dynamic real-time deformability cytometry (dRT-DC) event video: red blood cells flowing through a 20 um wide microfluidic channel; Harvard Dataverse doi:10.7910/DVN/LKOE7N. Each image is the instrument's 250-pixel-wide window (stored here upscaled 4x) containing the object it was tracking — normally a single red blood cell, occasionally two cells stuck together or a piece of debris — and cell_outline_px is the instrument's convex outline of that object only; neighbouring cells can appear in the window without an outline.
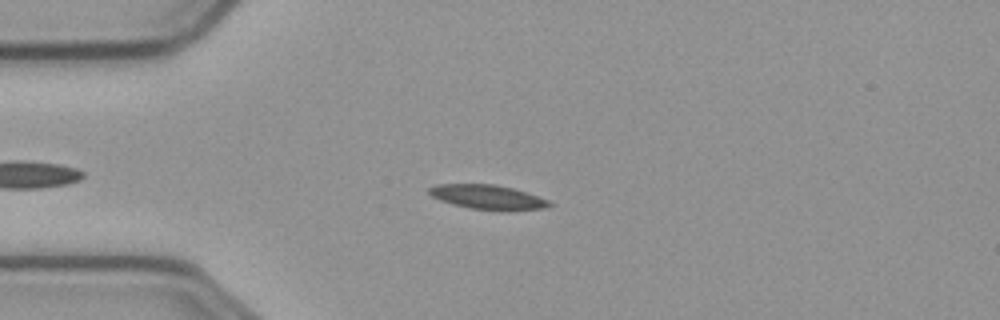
{"species": "common noctule bat (a hibernating species)", "species_latin": "Nyctalus noctula", "temperature_condition": "cold", "stored_images_in_passage": 53, "camera_frame_rate_fps": 3000, "um_per_image_px": 0.085, "animal": {"sex": "male", "body_mass_g": 23.1, "forearm_length_mm": 52.7}, "frame": {"image": 1, "passage_image": 10, "time_ms": 3.0, "image_size_px": [1000, 320], "cell_outline_px": [[552, 204], [544, 208], [468, 208], [452, 204], [440, 200], [432, 196], [428, 192], [428, 188], [436, 184], [496, 184], [512, 188], [548, 200]], "centroid_in_image_um": [41.32, 16.7], "position_along_channel_um": 43.7, "area_um2": 16.18}}
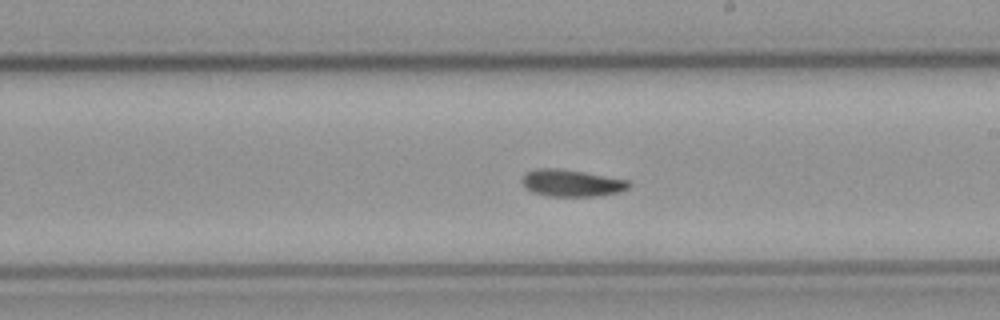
{"frame": {"image": 2, "passage_image": 28, "time_ms": 9.0, "image_size_px": [1000, 320], "cell_outline_px": [[632, 184], [628, 188], [620, 192], [600, 196], [548, 196], [532, 192], [524, 188], [520, 180], [528, 172], [536, 168], [560, 168], [632, 180]], "centroid_in_image_um": [48.62, 15.56], "position_along_channel_um": 240.4, "area_um2": 17.11}}
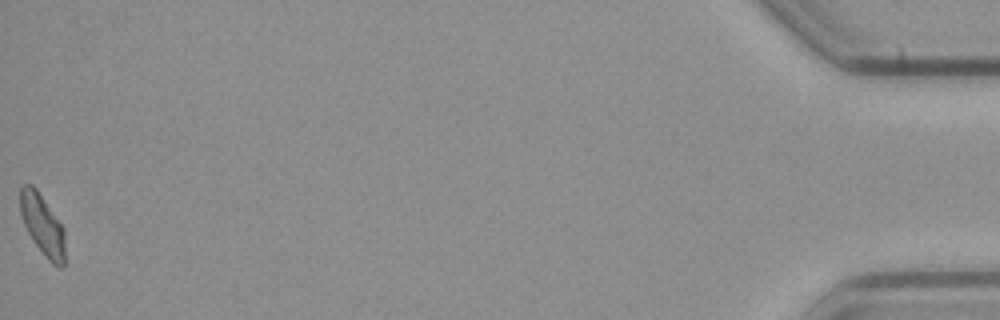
{"frame": {"image": 3, "passage_image": 53, "time_ms": 17.333, "image_size_px": [1000, 320], "cell_outline_px": [[64, 268], [60, 268], [52, 264], [48, 260], [36, 244], [28, 232], [24, 224], [20, 212], [20, 184], [32, 184], [36, 188], [64, 228]], "centroid_in_image_um": [3.61, 19.11], "position_along_channel_um": 431.6, "area_um2": 15.78}, "authors_computed_cell_mechanics": {"area_um2": 16.473, "velocity_mm_per_s": 3.5944, "shape_relaxation_time_tau1_ms": 4.3975, "shape_relaxation_time_tau2_ms": null, "deformation_change_tau1": 0.1469, "deformation_change_tau2": null}}